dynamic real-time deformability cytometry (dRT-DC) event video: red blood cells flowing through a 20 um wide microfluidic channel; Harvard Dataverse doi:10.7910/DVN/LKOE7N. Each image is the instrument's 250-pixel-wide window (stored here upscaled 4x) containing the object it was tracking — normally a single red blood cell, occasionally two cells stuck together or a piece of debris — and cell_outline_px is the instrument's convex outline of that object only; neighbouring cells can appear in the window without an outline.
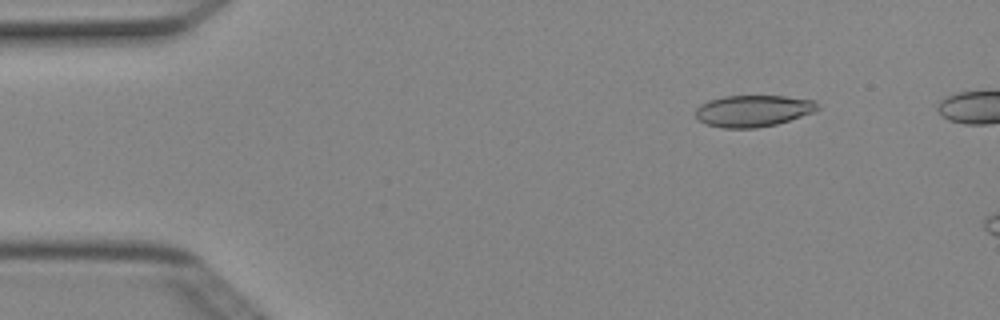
{"species": "Egyptian fruit bat (a non-hibernating species)", "species_latin": "Rousettus aegyptiacus", "temperature_condition": "cold", "stored_images_in_passage": 4, "camera_frame_rate_fps": 3000, "um_per_image_px": 0.085, "animal": {"sex": "female"}, "frame": {"image": 1, "passage_image": 2, "time_ms": 0.333, "image_size_px": [1000, 320], "cell_outline_px": [[820, 108], [816, 112], [776, 124], [756, 128], [724, 128], [708, 124], [700, 120], [696, 116], [696, 108], [700, 104], [708, 100], [724, 96], [784, 96], [816, 100], [820, 104]], "centroid_in_image_um": [64.07, 9.41], "position_along_channel_um": 20.9, "area_um2": 22.6}}